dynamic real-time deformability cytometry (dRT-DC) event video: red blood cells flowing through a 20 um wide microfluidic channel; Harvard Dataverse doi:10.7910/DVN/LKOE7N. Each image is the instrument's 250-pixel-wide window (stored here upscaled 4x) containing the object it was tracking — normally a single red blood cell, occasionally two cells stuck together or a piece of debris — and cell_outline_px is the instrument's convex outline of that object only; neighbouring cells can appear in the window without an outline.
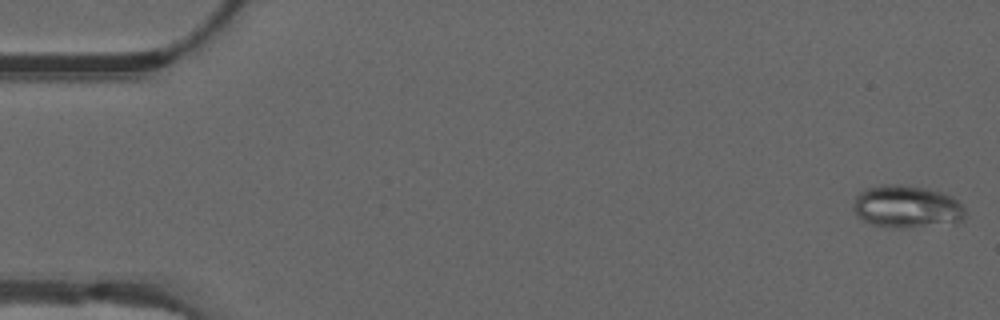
{"species": "common noctule bat (a hibernating species)", "species_latin": "Nyctalus noctula", "temperature_condition": "warm", "stored_images_in_passage": 54, "camera_frame_rate_fps": 3000, "um_per_image_px": 0.085, "animal": {"sex": "male", "forearm_length_mm": 52.5}, "frame": {"image": 1, "passage_image": 1, "time_ms": 0.0, "image_size_px": [1000, 320], "cell_outline_px": [[964, 220], [956, 224], [900, 228], [896, 228], [872, 224], [856, 216], [852, 208], [856, 196], [864, 188], [884, 184], [900, 184], [928, 188], [952, 196], [964, 208]], "centroid_in_image_um": [77.08, 17.57], "position_along_channel_um": 7.9, "area_um2": 28.09}}
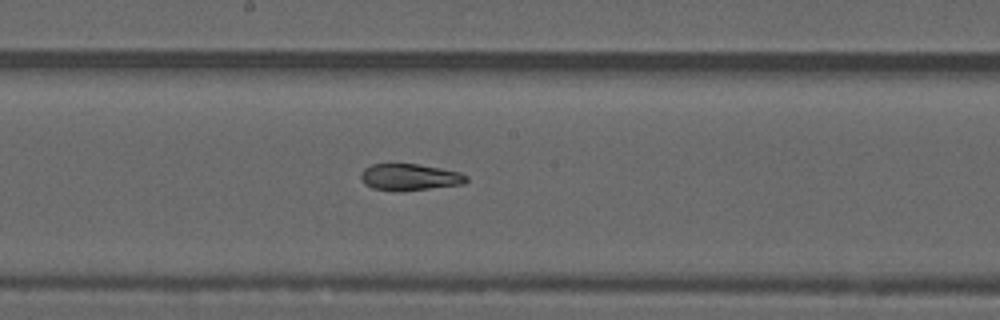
{"frame": {"image": 2, "passage_image": 29, "time_ms": 9.333, "image_size_px": [1000, 320], "cell_outline_px": [[468, 180], [464, 184], [400, 192], [372, 188], [364, 184], [360, 176], [360, 172], [364, 168], [372, 164], [420, 164], [460, 172], [468, 176]], "centroid_in_image_um": [34.82, 15.06], "position_along_channel_um": 213.4, "area_um2": 16.59}}
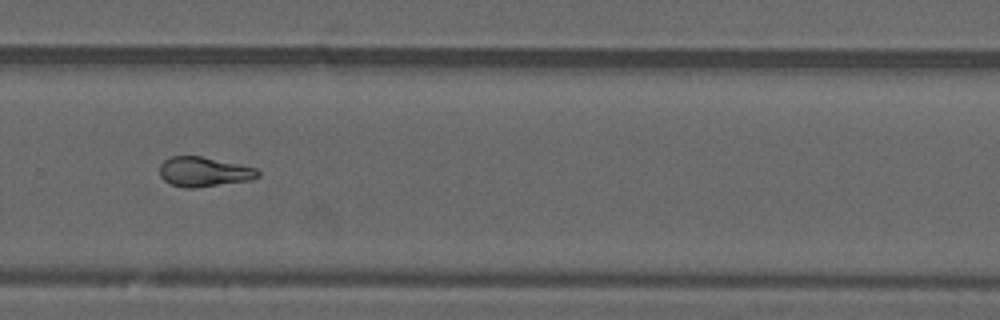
{"frame": {"image": 3, "passage_image": 37, "time_ms": 12.0, "image_size_px": [1000, 320], "cell_outline_px": [[260, 176], [252, 180], [196, 188], [184, 188], [172, 184], [164, 180], [160, 176], [160, 164], [164, 160], [172, 156], [200, 156], [256, 168], [260, 172]], "centroid_in_image_um": [17.34, 14.61], "position_along_channel_um": 312.5, "area_um2": 16.99}, "authors_computed_cell_mechanics": {"area_um2": 17.3689, "velocity_mm_per_s": 3.7295, "shape_relaxation_time_tau1_ms": null, "shape_relaxation_time_tau2_ms": 3.7074, "deformation_change_tau1": null, "deformation_change_tau2": 0.0937}}